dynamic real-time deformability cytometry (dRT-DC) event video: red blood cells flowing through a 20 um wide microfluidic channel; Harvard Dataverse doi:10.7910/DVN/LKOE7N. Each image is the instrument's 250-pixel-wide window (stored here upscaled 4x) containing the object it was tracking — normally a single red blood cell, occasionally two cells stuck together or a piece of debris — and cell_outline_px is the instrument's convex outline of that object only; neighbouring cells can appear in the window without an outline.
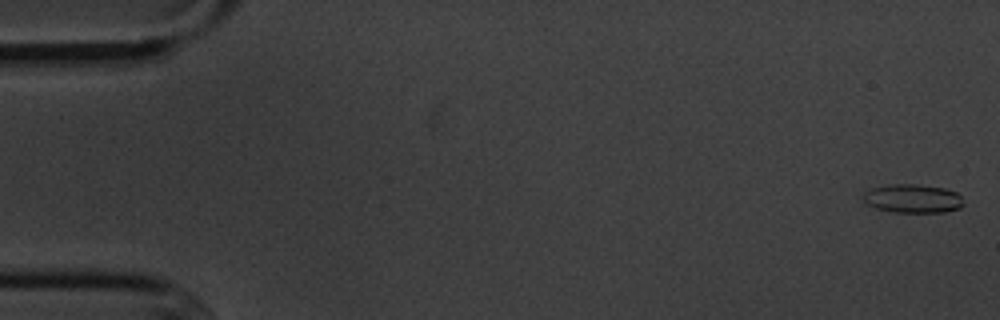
{"species": "common noctule bat (a hibernating species)", "species_latin": "Nyctalus noctula", "temperature_condition": "cold", "stored_images_in_passage": 6, "camera_frame_rate_fps": 3000, "um_per_image_px": 0.085, "animal": {"sex": "male", "body_mass_g": 20.1, "forearm_length_mm": 53.5}, "frame": {"image": 1, "passage_image": 1, "time_ms": 0.0, "image_size_px": [1000, 320], "cell_outline_px": [[964, 204], [960, 208], [944, 212], [892, 212], [876, 208], [868, 204], [864, 200], [864, 192], [872, 188], [888, 184], [916, 184], [944, 188], [956, 192], [960, 196]], "centroid_in_image_um": [77.59, 16.87], "position_along_channel_um": 7.4, "area_um2": 16.7}}
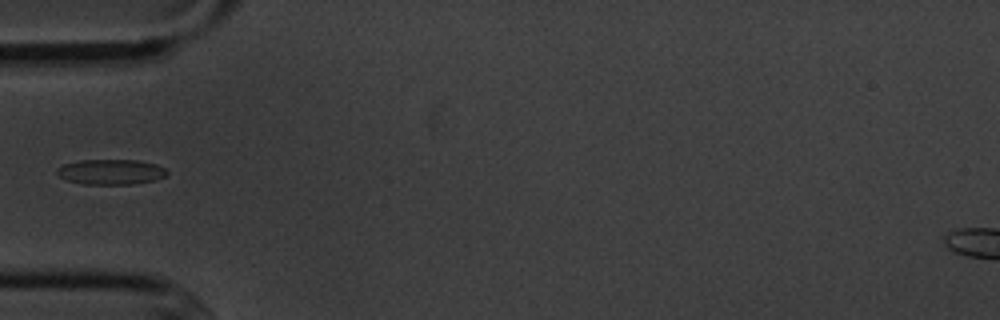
{"frame": {"image": 2, "passage_image": 5, "time_ms": 5.667, "image_size_px": [1000, 320], "cell_outline_px": [[168, 172], [164, 176], [152, 180], [132, 184], [84, 184], [68, 180], [60, 176], [56, 172], [56, 168], [64, 164], [80, 160], [136, 160], [156, 164], [164, 168]], "centroid_in_image_um": [9.4, 14.6], "position_along_channel_um": 75.6, "area_um2": 15.95}}
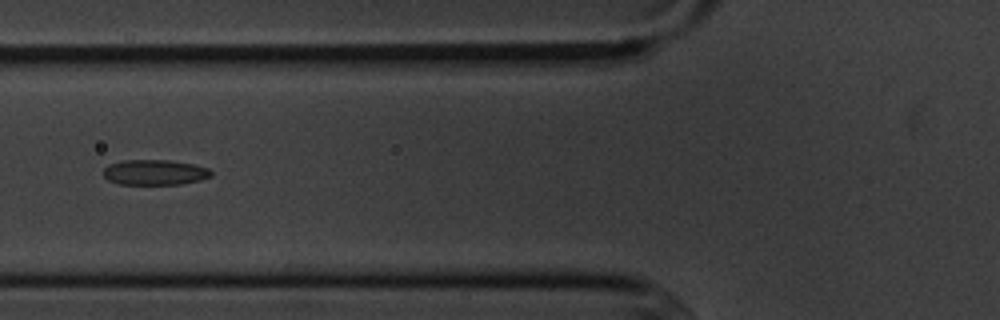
{"frame": {"image": 3, "passage_image": 6, "time_ms": 6.667, "image_size_px": [1000, 320], "cell_outline_px": [[212, 176], [200, 180], [180, 184], [116, 184], [108, 180], [104, 176], [104, 168], [108, 164], [124, 160], [172, 160], [196, 164], [208, 168], [212, 172]], "centroid_in_image_um": [13.16, 14.64], "position_along_channel_um": 112.6, "area_um2": 16.07}}